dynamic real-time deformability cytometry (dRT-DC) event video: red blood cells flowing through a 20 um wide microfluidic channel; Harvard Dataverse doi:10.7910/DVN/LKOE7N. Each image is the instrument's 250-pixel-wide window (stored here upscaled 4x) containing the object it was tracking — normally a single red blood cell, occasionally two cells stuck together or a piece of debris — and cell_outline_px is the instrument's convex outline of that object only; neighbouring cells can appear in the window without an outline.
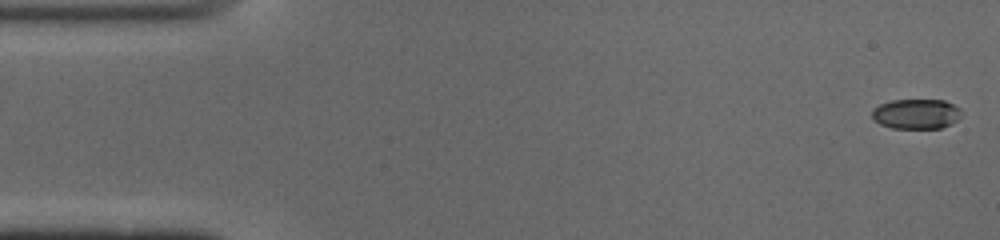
{"species": "common noctule bat (a hibernating species)", "species_latin": "Nyctalus noctula", "temperature_condition": "cold", "stored_images_in_passage": 45, "camera_frame_rate_fps": 3000, "um_per_image_px": 0.085, "animal": {"sex": "male", "body_mass_g": 19.0, "forearm_length_mm": 50.8}, "frame": {"image": 1, "passage_image": 1, "time_ms": 0.0, "image_size_px": [1000, 240], "cell_outline_px": [[960, 112], [956, 120], [940, 128], [892, 128], [880, 124], [872, 116], [872, 108], [880, 104], [892, 100], [944, 100], [960, 108]], "centroid_in_image_um": [77.83, 9.67], "position_along_channel_um": 7.2, "area_um2": 15.37}}
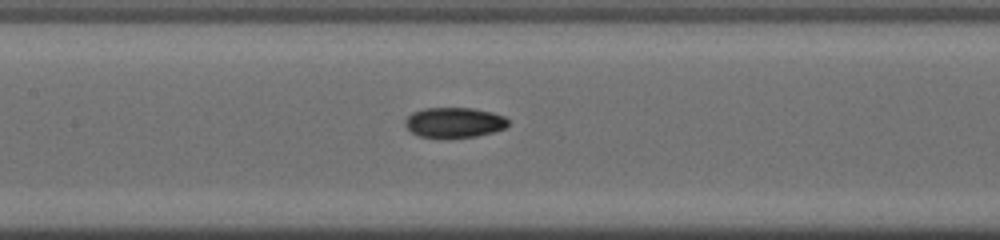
{"frame": {"image": 2, "passage_image": 23, "time_ms": 7.333, "image_size_px": [1000, 240], "cell_outline_px": [[508, 124], [504, 128], [492, 132], [476, 136], [448, 140], [444, 140], [420, 136], [412, 132], [404, 124], [404, 120], [412, 112], [424, 108], [472, 108], [492, 112], [504, 116], [508, 120]], "centroid_in_image_um": [38.58, 10.44], "position_along_channel_um": 168.8, "area_um2": 18.55}}
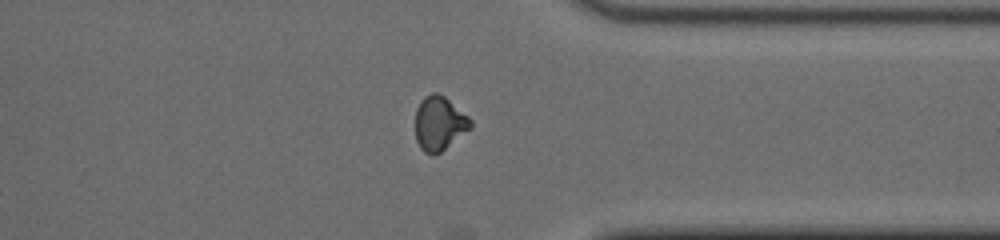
{"frame": {"image": 3, "passage_image": 39, "time_ms": 12.667, "image_size_px": [1000, 240], "cell_outline_px": [[472, 128], [440, 152], [432, 156], [424, 152], [420, 148], [416, 140], [416, 108], [420, 100], [424, 96], [432, 92], [436, 92], [444, 96], [468, 116], [472, 120]], "centroid_in_image_um": [37.33, 10.49], "position_along_channel_um": 374.1, "area_um2": 17.51}, "authors_computed_cell_mechanics": {"area_um2": 17.34, "velocity_mm_per_s": 3.9477, "shape_relaxation_time_tau1_ms": 7.34, "shape_relaxation_time_tau2_ms": 3.7968, "deformation_change_tau1": 0.1692, "deformation_change_tau2": 0.0792}}